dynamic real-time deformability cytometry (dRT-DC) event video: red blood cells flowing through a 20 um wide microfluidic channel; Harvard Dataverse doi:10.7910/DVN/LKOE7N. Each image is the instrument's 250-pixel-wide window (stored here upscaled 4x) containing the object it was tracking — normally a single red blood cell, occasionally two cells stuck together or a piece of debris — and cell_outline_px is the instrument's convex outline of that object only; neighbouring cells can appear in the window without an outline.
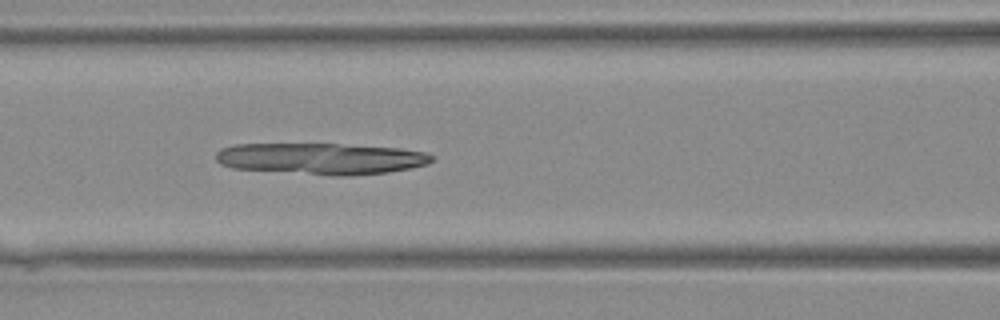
{"species": "Egyptian fruit bat (a non-hibernating species)", "species_latin": "Rousettus aegyptiacus", "temperature_condition": "warm", "stored_images_in_passage": 42, "camera_frame_rate_fps": 3000, "um_per_image_px": 0.085, "animal": {"sex": "female"}, "frame": {"image": 1, "passage_image": 19, "time_ms": 6.0, "image_size_px": [1000, 320], "cell_outline_px": [[432, 160], [428, 164], [388, 172], [352, 176], [332, 176], [232, 168], [220, 164], [216, 160], [216, 152], [220, 148], [236, 144], [336, 144], [400, 148], [424, 152], [432, 156]], "centroid_in_image_um": [27.25, 13.49], "position_along_channel_um": 139.4, "area_um2": 39.59}}
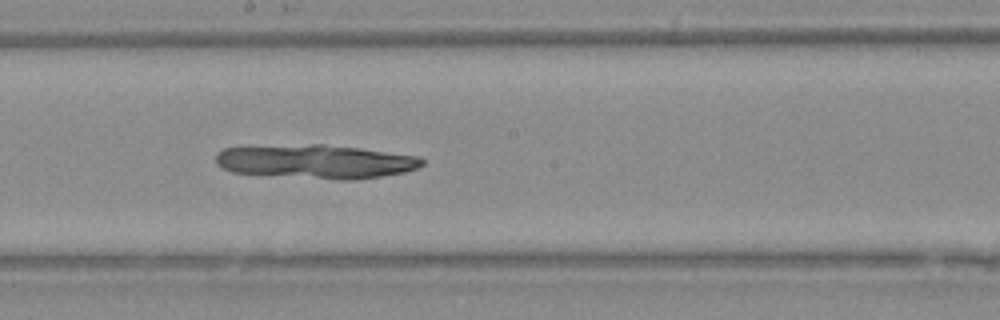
{"frame": {"image": 2, "passage_image": 24, "time_ms": 7.667, "image_size_px": [1000, 320], "cell_outline_px": [[424, 164], [416, 168], [404, 172], [380, 176], [352, 180], [340, 180], [232, 172], [216, 164], [216, 152], [224, 148], [312, 144], [324, 144], [420, 156], [424, 160]], "centroid_in_image_um": [26.85, 13.73], "position_along_channel_um": 221.3, "area_um2": 40.29}}
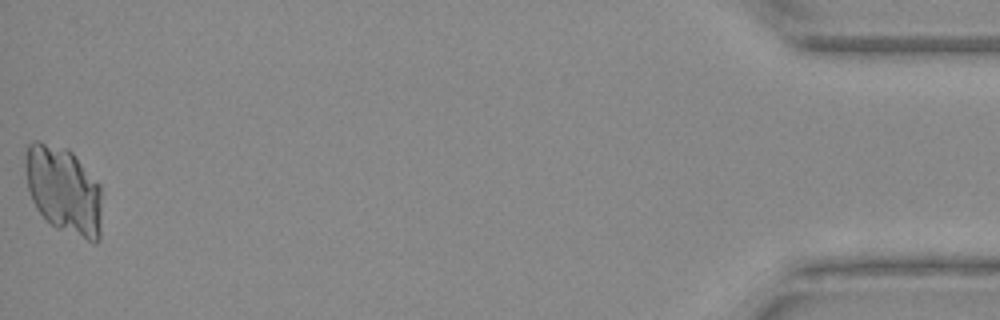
{"frame": {"image": 3, "passage_image": 42, "time_ms": 13.667, "image_size_px": [1000, 320], "cell_outline_px": [[100, 240], [96, 244], [60, 228], [52, 224], [36, 208], [32, 200], [28, 188], [24, 164], [24, 152], [28, 144], [32, 140], [40, 140], [68, 148], [72, 152], [100, 184]], "centroid_in_image_um": [5.39, 16.1], "position_along_channel_um": 429.8, "area_um2": 39.07}}